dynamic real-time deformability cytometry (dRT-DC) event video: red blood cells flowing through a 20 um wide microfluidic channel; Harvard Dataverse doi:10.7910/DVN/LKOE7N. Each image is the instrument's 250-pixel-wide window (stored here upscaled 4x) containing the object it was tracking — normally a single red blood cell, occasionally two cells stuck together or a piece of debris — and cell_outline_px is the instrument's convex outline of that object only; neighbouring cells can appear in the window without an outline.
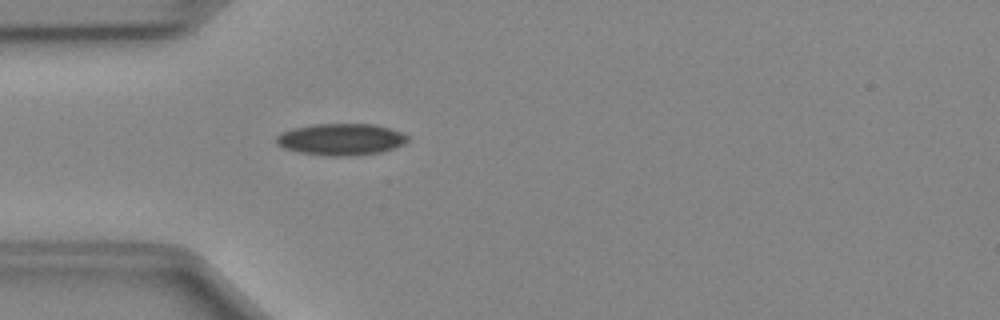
{"species": "Egyptian fruit bat (a non-hibernating species)", "species_latin": "Rousettus aegyptiacus", "temperature_condition": "cold", "stored_images_in_passage": 33, "camera_frame_rate_fps": 3000, "um_per_image_px": 0.085, "animal": {"sex": "female"}, "frame": {"image": 1, "passage_image": 1, "time_ms": 0.0, "image_size_px": [1000, 320], "cell_outline_px": [[408, 140], [404, 144], [380, 152], [348, 156], [328, 156], [300, 152], [284, 148], [276, 144], [276, 136], [280, 132], [292, 128], [312, 124], [372, 124], [388, 128], [400, 132], [408, 136]], "centroid_in_image_um": [28.93, 11.84], "position_along_channel_um": 56.1, "area_um2": 24.16}}
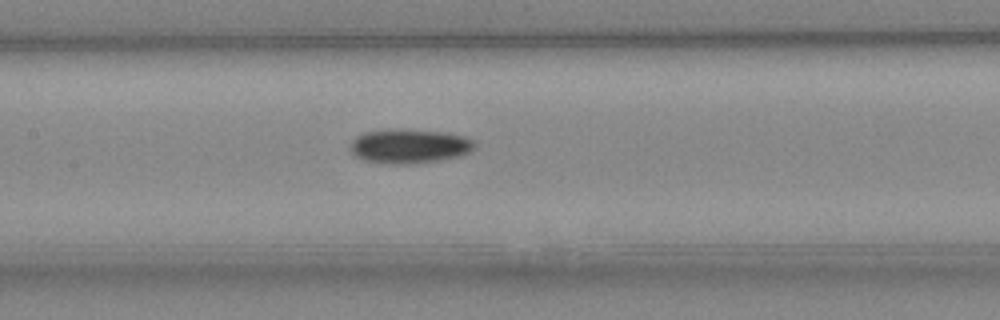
{"frame": {"image": 2, "passage_image": 10, "time_ms": 3.0, "image_size_px": [1000, 320], "cell_outline_px": [[476, 144], [468, 152], [460, 156], [440, 160], [408, 164], [392, 164], [364, 160], [356, 156], [352, 152], [352, 140], [356, 136], [364, 132], [388, 128], [396, 128], [448, 132], [468, 136]], "centroid_in_image_um": [34.81, 12.39], "position_along_channel_um": 172.6, "area_um2": 25.09}}
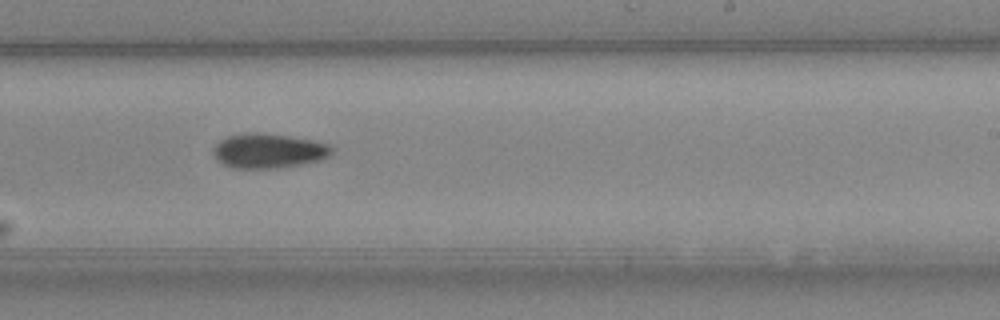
{"frame": {"image": 3, "passage_image": 17, "time_ms": 5.333, "image_size_px": [1000, 320], "cell_outline_px": [[336, 148], [328, 156], [320, 160], [300, 164], [276, 168], [232, 168], [216, 160], [212, 152], [212, 148], [220, 140], [228, 136], [244, 132], [256, 132], [288, 136], [316, 140], [328, 144]], "centroid_in_image_um": [22.81, 12.81], "position_along_channel_um": 266.2, "area_um2": 24.1}, "authors_computed_cell_mechanics": {"area_um2": 23.409, "velocity_mm_per_s": 4.0434, "shape_relaxation_time_tau1_ms": 4.8119, "shape_relaxation_time_tau2_ms": null, "deformation_change_tau1": 0.1031, "deformation_change_tau2": null}}